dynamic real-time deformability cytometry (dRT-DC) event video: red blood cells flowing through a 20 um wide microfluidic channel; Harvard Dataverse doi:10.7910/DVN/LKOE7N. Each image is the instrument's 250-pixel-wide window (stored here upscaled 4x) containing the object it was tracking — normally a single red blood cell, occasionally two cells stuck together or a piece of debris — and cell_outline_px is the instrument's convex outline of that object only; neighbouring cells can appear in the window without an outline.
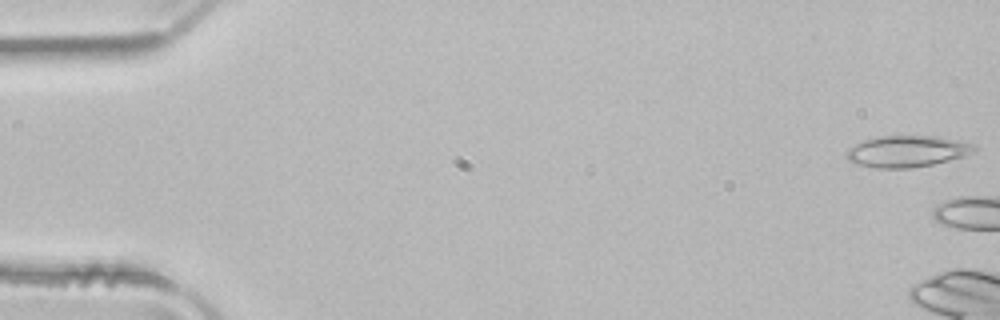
{"species": "common noctule bat (a hibernating species)", "species_latin": "Nyctalus noctula", "temperature_condition": "room temperature", "stored_images_in_passage": 5, "camera_frame_rate_fps": 3000, "um_per_image_px": 0.085, "animal": {"sex": "male", "body_mass_g": 21.5, "forearm_length_mm": 52.0}, "frame": {"image": 1, "passage_image": 1, "time_ms": 0.0, "image_size_px": [1000, 320], "cell_outline_px": [[980, 148], [976, 152], [964, 156], [932, 164], [908, 168], [876, 168], [856, 164], [848, 160], [844, 152], [848, 148], [864, 140], [876, 136], [940, 136], [972, 144]], "centroid_in_image_um": [77.09, 12.86], "position_along_channel_um": 7.9, "area_um2": 23.52}}